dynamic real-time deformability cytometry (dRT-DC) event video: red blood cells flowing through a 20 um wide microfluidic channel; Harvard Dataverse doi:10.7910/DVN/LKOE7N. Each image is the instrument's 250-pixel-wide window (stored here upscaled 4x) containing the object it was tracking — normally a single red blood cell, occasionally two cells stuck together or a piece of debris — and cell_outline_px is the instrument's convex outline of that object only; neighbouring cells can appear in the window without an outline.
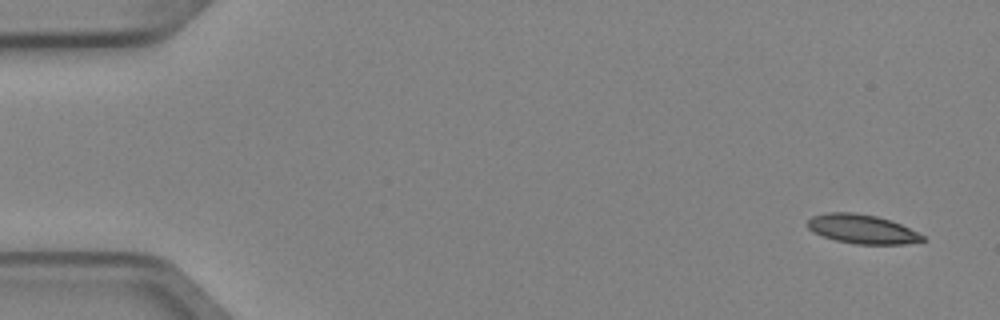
{"species": "Egyptian fruit bat (a non-hibernating species)", "species_latin": "Rousettus aegyptiacus", "temperature_condition": "cold", "stored_images_in_passage": 5, "segment_of_instrument_passage": [2, 2], "camera_frame_rate_fps": 3000, "um_per_image_px": 0.085, "animal": {"sex": "female"}, "frame": {"image": 1, "passage_image": 5, "time_ms": 1.333, "image_size_px": [1000, 320], "cell_outline_px": [[924, 240], [904, 244], [856, 244], [836, 240], [812, 232], [808, 228], [808, 220], [812, 216], [828, 212], [852, 212], [876, 216], [900, 224], [924, 236]], "centroid_in_image_um": [73.23, 19.47], "position_along_channel_um": 11.8, "area_um2": 19.19}}